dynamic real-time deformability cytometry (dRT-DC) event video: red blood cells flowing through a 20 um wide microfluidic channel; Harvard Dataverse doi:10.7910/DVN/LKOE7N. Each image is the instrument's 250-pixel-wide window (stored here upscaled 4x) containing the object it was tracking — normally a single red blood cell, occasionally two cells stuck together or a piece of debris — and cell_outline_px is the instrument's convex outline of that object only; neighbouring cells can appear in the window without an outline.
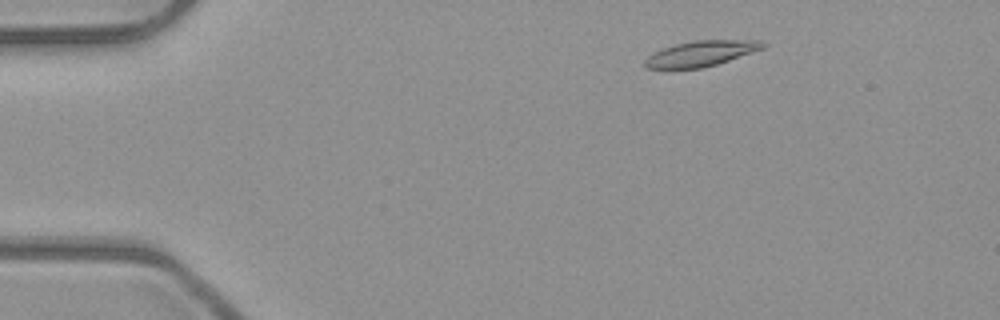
{"species": "common noctule bat (a hibernating species)", "species_latin": "Nyctalus noctula", "temperature_condition": "room temperature", "stored_images_in_passage": 49, "camera_frame_rate_fps": 3000, "um_per_image_px": 0.085, "animal": {"sex": "male", "body_mass_g": 23.1, "forearm_length_mm": 52.7}, "frame": {"image": 1, "passage_image": 5, "time_ms": 1.333, "image_size_px": [1000, 320], "cell_outline_px": [[768, 44], [764, 48], [704, 68], [648, 68], [644, 64], [644, 60], [648, 56], [664, 48], [676, 44], [696, 40], [760, 40]], "centroid_in_image_um": [59.62, 4.54], "position_along_channel_um": 25.4, "area_um2": 17.22}}
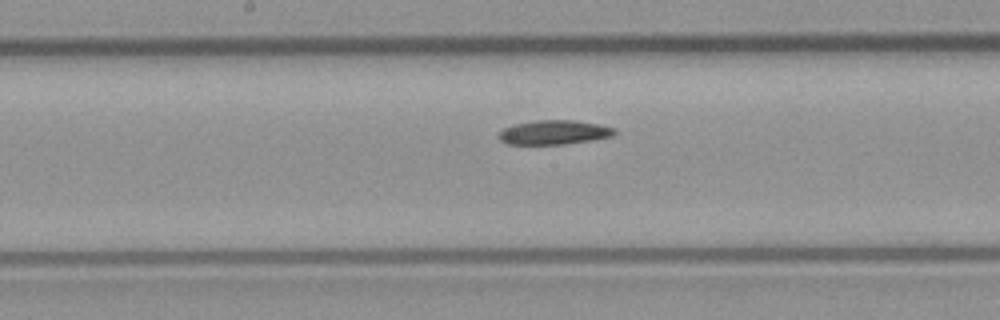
{"frame": {"image": 2, "passage_image": 24, "time_ms": 7.667, "image_size_px": [1000, 320], "cell_outline_px": [[616, 132], [612, 136], [592, 140], [564, 144], [508, 144], [500, 140], [496, 136], [496, 132], [512, 124], [536, 120], [572, 120], [600, 124], [616, 128]], "centroid_in_image_um": [47.05, 11.24], "position_along_channel_um": 201.2, "area_um2": 16.59}}
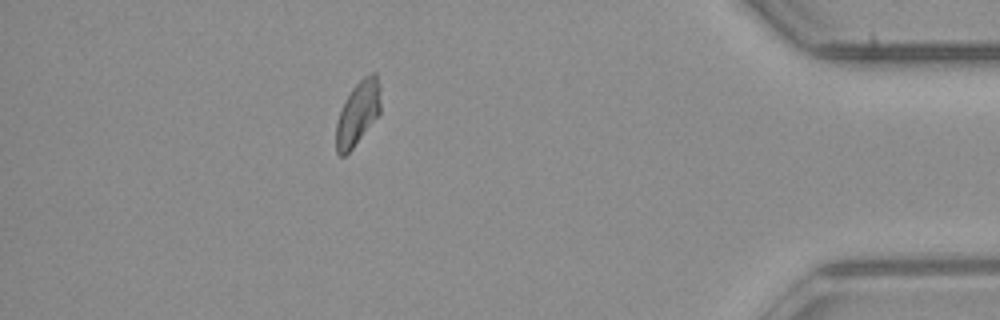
{"frame": {"image": 3, "passage_image": 43, "time_ms": 14.0, "image_size_px": [1000, 320], "cell_outline_px": [[380, 112], [352, 148], [344, 156], [340, 156], [336, 152], [336, 124], [344, 100], [352, 88], [364, 76], [372, 72], [376, 72], [380, 84]], "centroid_in_image_um": [30.41, 9.58], "position_along_channel_um": 404.8, "area_um2": 16.42}}